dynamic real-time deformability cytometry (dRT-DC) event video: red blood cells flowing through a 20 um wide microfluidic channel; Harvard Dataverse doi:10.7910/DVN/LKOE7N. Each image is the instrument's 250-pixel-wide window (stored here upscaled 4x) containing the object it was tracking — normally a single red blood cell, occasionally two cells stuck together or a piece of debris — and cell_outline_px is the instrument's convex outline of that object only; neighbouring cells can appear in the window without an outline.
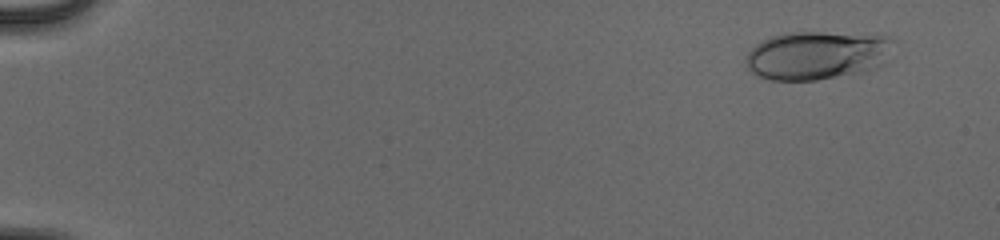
{"species": "human", "species_latin": "Homo sapiens", "temperature_condition": "cold", "stored_images_in_passage": 53, "camera_frame_rate_fps": 3000, "um_per_image_px": 0.085, "donor": {"sex": "male"}, "frame": {"image": 1, "passage_image": 4, "time_ms": 1.0, "image_size_px": [1000, 240], "cell_outline_px": [[896, 40], [884, 64], [860, 72], [816, 80], [768, 80], [752, 72], [748, 68], [744, 60], [748, 52], [760, 40], [772, 36], [788, 32], [880, 32]], "centroid_in_image_um": [69.51, 4.65], "position_along_channel_um": 15.5, "area_um2": 42.6}}
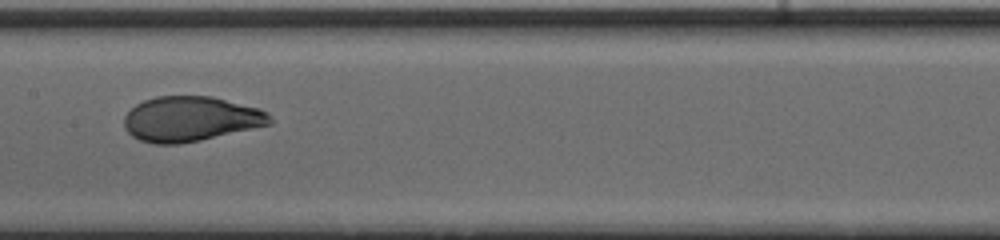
{"frame": {"image": 2, "passage_image": 29, "time_ms": 9.333, "image_size_px": [1000, 240], "cell_outline_px": [[272, 124], [200, 140], [180, 144], [156, 144], [140, 140], [132, 136], [124, 128], [124, 116], [136, 104], [144, 100], [156, 96], [212, 96], [260, 108], [268, 112], [272, 116]], "centroid_in_image_um": [16.22, 10.1], "position_along_channel_um": 191.2, "area_um2": 38.38}}
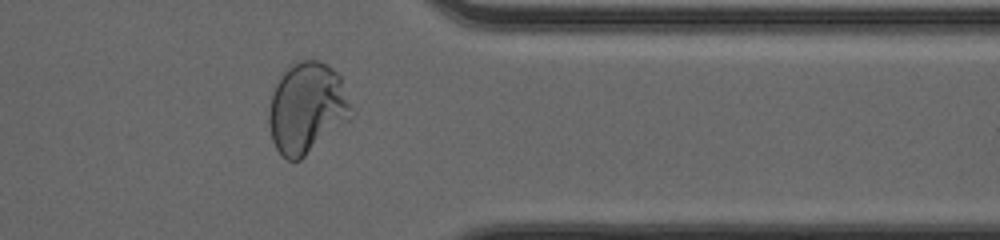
{"frame": {"image": 3, "passage_image": 44, "time_ms": 14.333, "image_size_px": [1000, 240], "cell_outline_px": [[348, 120], [300, 160], [288, 160], [276, 148], [272, 140], [268, 124], [268, 112], [272, 92], [276, 84], [284, 72], [288, 68], [300, 60], [320, 60], [328, 64], [340, 76], [348, 104]], "centroid_in_image_um": [26.02, 9.17], "position_along_channel_um": 385.4, "area_um2": 42.66}, "authors_computed_cell_mechanics": {"area_um2": 39.0728, "velocity_mm_per_s": 3.9873, "shape_relaxation_time_tau1_ms": 5.4104, "shape_relaxation_time_tau2_ms": null, "deformation_change_tau1": 0.2206, "deformation_change_tau2": null}}